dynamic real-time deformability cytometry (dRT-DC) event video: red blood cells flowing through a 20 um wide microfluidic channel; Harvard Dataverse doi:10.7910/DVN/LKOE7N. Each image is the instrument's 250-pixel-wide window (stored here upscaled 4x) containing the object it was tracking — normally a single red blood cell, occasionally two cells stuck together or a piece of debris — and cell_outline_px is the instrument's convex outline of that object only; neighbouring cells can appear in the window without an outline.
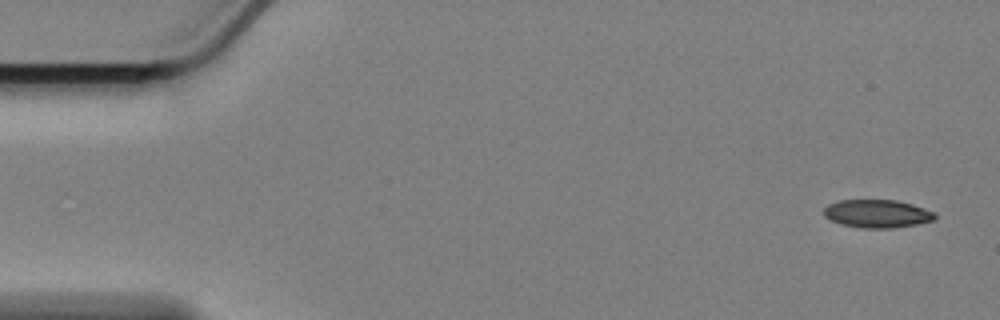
{"species": "Egyptian fruit bat (a non-hibernating species)", "species_latin": "Rousettus aegyptiacus", "temperature_condition": "cold", "stored_images_in_passage": 54, "camera_frame_rate_fps": 3000, "um_per_image_px": 0.085, "animal": {"sex": "female"}, "frame": {"image": 1, "passage_image": 1, "time_ms": 0.0, "image_size_px": [1000, 320], "cell_outline_px": [[936, 220], [916, 224], [892, 228], [864, 228], [840, 224], [824, 216], [824, 208], [828, 204], [840, 200], [896, 200], [912, 204], [924, 208], [932, 212], [936, 216]], "centroid_in_image_um": [74.55, 18.16], "position_along_channel_um": 10.4, "area_um2": 18.09}}
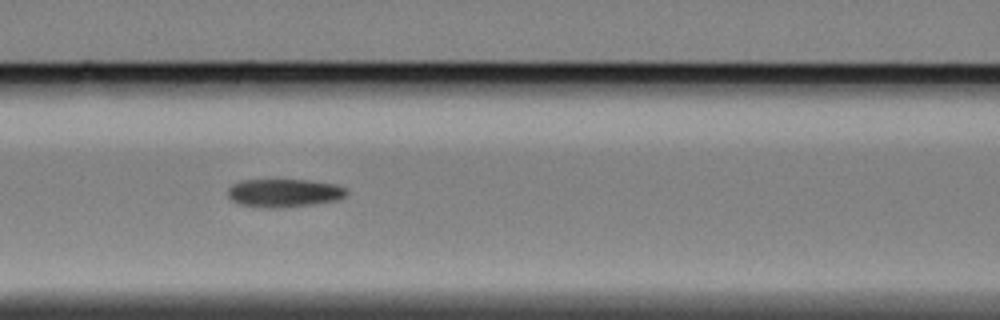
{"frame": {"image": 2, "passage_image": 23, "time_ms": 7.333, "image_size_px": [1000, 320], "cell_outline_px": [[348, 192], [344, 196], [336, 200], [312, 204], [276, 208], [264, 208], [240, 204], [232, 200], [228, 196], [228, 188], [232, 184], [240, 180], [308, 180], [336, 184], [344, 188]], "centroid_in_image_um": [24.11, 16.39], "position_along_channel_um": 142.5, "area_um2": 19.42}}
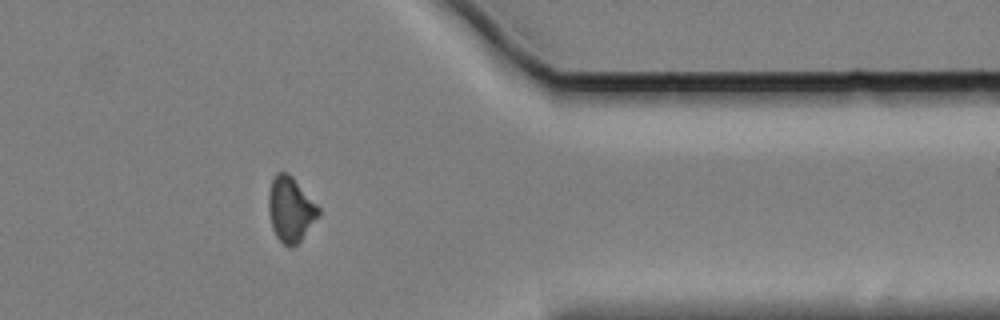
{"frame": {"image": 3, "passage_image": 46, "time_ms": 15.0, "image_size_px": [1000, 320], "cell_outline_px": [[320, 212], [300, 240], [296, 244], [288, 248], [276, 236], [272, 228], [268, 212], [268, 196], [272, 180], [276, 172], [288, 172], [292, 176], [320, 208]], "centroid_in_image_um": [24.66, 17.77], "position_along_channel_um": 386.7, "area_um2": 18.61}}